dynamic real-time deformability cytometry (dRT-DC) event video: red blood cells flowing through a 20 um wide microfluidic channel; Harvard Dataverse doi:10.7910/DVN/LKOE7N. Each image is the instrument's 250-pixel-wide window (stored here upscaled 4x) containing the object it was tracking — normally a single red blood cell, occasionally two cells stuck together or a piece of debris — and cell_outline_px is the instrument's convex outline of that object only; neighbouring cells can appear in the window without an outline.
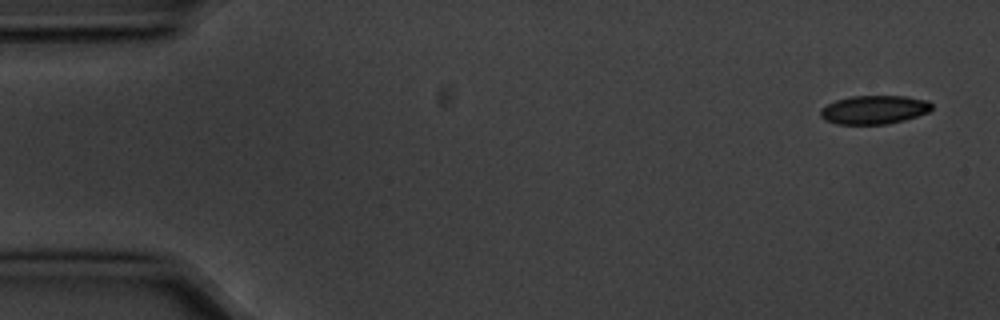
{"species": "common noctule bat (a hibernating species)", "species_latin": "Nyctalus noctula", "temperature_condition": "cold", "stored_images_in_passage": 4, "camera_frame_rate_fps": 3000, "um_per_image_px": 0.085, "animal": {"sex": "male", "body_mass_g": 20.1, "forearm_length_mm": 53.5}, "frame": {"image": 1, "passage_image": 1, "time_ms": 0.0, "image_size_px": [1000, 320], "cell_outline_px": [[932, 108], [928, 112], [904, 120], [888, 124], [836, 124], [824, 120], [820, 116], [820, 108], [836, 100], [852, 96], [904, 96], [928, 100], [932, 104]], "centroid_in_image_um": [74.28, 9.33], "position_along_channel_um": 10.7, "area_um2": 18.61}}